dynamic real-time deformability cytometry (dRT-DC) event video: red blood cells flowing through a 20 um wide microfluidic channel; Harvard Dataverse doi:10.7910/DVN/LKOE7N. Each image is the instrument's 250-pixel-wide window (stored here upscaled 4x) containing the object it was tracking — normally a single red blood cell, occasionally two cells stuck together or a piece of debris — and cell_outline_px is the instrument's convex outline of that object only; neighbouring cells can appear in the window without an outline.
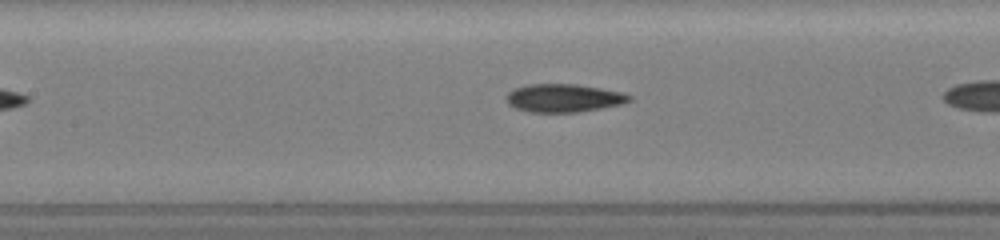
{"species": "common noctule bat (a hibernating species)", "species_latin": "Nyctalus noctula", "temperature_condition": "room temperature", "stored_images_in_passage": 23, "camera_frame_rate_fps": 3000, "um_per_image_px": 0.085, "animal": {"sex": "female", "body_mass_g": 19.5, "forearm_length_mm": 54.1}, "frame": {"image": 1, "passage_image": 7, "time_ms": 2.333, "image_size_px": [1000, 240], "cell_outline_px": [[632, 100], [624, 104], [576, 112], [532, 112], [516, 108], [508, 104], [504, 96], [508, 92], [516, 88], [528, 84], [576, 84], [624, 92], [632, 96]], "centroid_in_image_um": [47.93, 8.33], "position_along_channel_um": 159.5, "area_um2": 20.23}}